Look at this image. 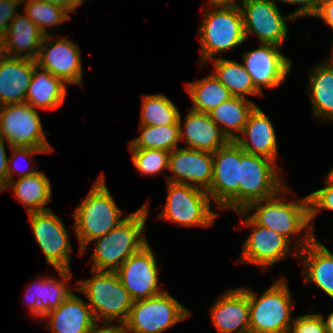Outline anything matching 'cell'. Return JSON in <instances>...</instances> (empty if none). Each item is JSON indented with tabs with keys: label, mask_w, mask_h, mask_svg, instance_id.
<instances>
[{
	"label": "cell",
	"mask_w": 333,
	"mask_h": 333,
	"mask_svg": "<svg viewBox=\"0 0 333 333\" xmlns=\"http://www.w3.org/2000/svg\"><path fill=\"white\" fill-rule=\"evenodd\" d=\"M276 162L245 152L241 148L239 211L250 203L275 196L285 186Z\"/></svg>",
	"instance_id": "cell-9"
},
{
	"label": "cell",
	"mask_w": 333,
	"mask_h": 333,
	"mask_svg": "<svg viewBox=\"0 0 333 333\" xmlns=\"http://www.w3.org/2000/svg\"><path fill=\"white\" fill-rule=\"evenodd\" d=\"M210 7H233L239 6L237 0H208Z\"/></svg>",
	"instance_id": "cell-46"
},
{
	"label": "cell",
	"mask_w": 333,
	"mask_h": 333,
	"mask_svg": "<svg viewBox=\"0 0 333 333\" xmlns=\"http://www.w3.org/2000/svg\"><path fill=\"white\" fill-rule=\"evenodd\" d=\"M326 62L328 64H330L331 66H333V43H332L331 55H330L329 59Z\"/></svg>",
	"instance_id": "cell-49"
},
{
	"label": "cell",
	"mask_w": 333,
	"mask_h": 333,
	"mask_svg": "<svg viewBox=\"0 0 333 333\" xmlns=\"http://www.w3.org/2000/svg\"><path fill=\"white\" fill-rule=\"evenodd\" d=\"M243 226L251 227V233L242 247L237 263L255 265L268 269L287 258L291 251V242L280 233L256 224L243 210L237 211ZM244 218V219H243Z\"/></svg>",
	"instance_id": "cell-13"
},
{
	"label": "cell",
	"mask_w": 333,
	"mask_h": 333,
	"mask_svg": "<svg viewBox=\"0 0 333 333\" xmlns=\"http://www.w3.org/2000/svg\"><path fill=\"white\" fill-rule=\"evenodd\" d=\"M9 56L36 60L45 34L25 14H17L6 32Z\"/></svg>",
	"instance_id": "cell-27"
},
{
	"label": "cell",
	"mask_w": 333,
	"mask_h": 333,
	"mask_svg": "<svg viewBox=\"0 0 333 333\" xmlns=\"http://www.w3.org/2000/svg\"><path fill=\"white\" fill-rule=\"evenodd\" d=\"M282 3L300 5V7L290 13L297 21L299 17L315 16L322 0H276Z\"/></svg>",
	"instance_id": "cell-41"
},
{
	"label": "cell",
	"mask_w": 333,
	"mask_h": 333,
	"mask_svg": "<svg viewBox=\"0 0 333 333\" xmlns=\"http://www.w3.org/2000/svg\"><path fill=\"white\" fill-rule=\"evenodd\" d=\"M6 141L0 137V187L2 189L8 184V158L5 149Z\"/></svg>",
	"instance_id": "cell-42"
},
{
	"label": "cell",
	"mask_w": 333,
	"mask_h": 333,
	"mask_svg": "<svg viewBox=\"0 0 333 333\" xmlns=\"http://www.w3.org/2000/svg\"><path fill=\"white\" fill-rule=\"evenodd\" d=\"M206 8H201L205 14L198 27L201 67L215 59L219 52L231 50L246 41L239 6Z\"/></svg>",
	"instance_id": "cell-5"
},
{
	"label": "cell",
	"mask_w": 333,
	"mask_h": 333,
	"mask_svg": "<svg viewBox=\"0 0 333 333\" xmlns=\"http://www.w3.org/2000/svg\"><path fill=\"white\" fill-rule=\"evenodd\" d=\"M67 95L66 83L38 65L35 67L26 94V103L34 109L55 110Z\"/></svg>",
	"instance_id": "cell-26"
},
{
	"label": "cell",
	"mask_w": 333,
	"mask_h": 333,
	"mask_svg": "<svg viewBox=\"0 0 333 333\" xmlns=\"http://www.w3.org/2000/svg\"><path fill=\"white\" fill-rule=\"evenodd\" d=\"M213 62L212 74L232 93L234 97L247 98L250 96H262L253 85L243 63L216 57L208 63Z\"/></svg>",
	"instance_id": "cell-31"
},
{
	"label": "cell",
	"mask_w": 333,
	"mask_h": 333,
	"mask_svg": "<svg viewBox=\"0 0 333 333\" xmlns=\"http://www.w3.org/2000/svg\"><path fill=\"white\" fill-rule=\"evenodd\" d=\"M326 333H333V312L329 314V316L324 319Z\"/></svg>",
	"instance_id": "cell-48"
},
{
	"label": "cell",
	"mask_w": 333,
	"mask_h": 333,
	"mask_svg": "<svg viewBox=\"0 0 333 333\" xmlns=\"http://www.w3.org/2000/svg\"><path fill=\"white\" fill-rule=\"evenodd\" d=\"M212 325L218 333H240L249 328L248 294L241 288L224 292L210 308Z\"/></svg>",
	"instance_id": "cell-19"
},
{
	"label": "cell",
	"mask_w": 333,
	"mask_h": 333,
	"mask_svg": "<svg viewBox=\"0 0 333 333\" xmlns=\"http://www.w3.org/2000/svg\"><path fill=\"white\" fill-rule=\"evenodd\" d=\"M43 318L51 333H90L97 325L88 303L73 292Z\"/></svg>",
	"instance_id": "cell-22"
},
{
	"label": "cell",
	"mask_w": 333,
	"mask_h": 333,
	"mask_svg": "<svg viewBox=\"0 0 333 333\" xmlns=\"http://www.w3.org/2000/svg\"><path fill=\"white\" fill-rule=\"evenodd\" d=\"M190 316L189 309L164 291L151 298L133 301L123 325L127 333H161Z\"/></svg>",
	"instance_id": "cell-8"
},
{
	"label": "cell",
	"mask_w": 333,
	"mask_h": 333,
	"mask_svg": "<svg viewBox=\"0 0 333 333\" xmlns=\"http://www.w3.org/2000/svg\"><path fill=\"white\" fill-rule=\"evenodd\" d=\"M9 57L7 49V35L5 32L0 31V60Z\"/></svg>",
	"instance_id": "cell-47"
},
{
	"label": "cell",
	"mask_w": 333,
	"mask_h": 333,
	"mask_svg": "<svg viewBox=\"0 0 333 333\" xmlns=\"http://www.w3.org/2000/svg\"><path fill=\"white\" fill-rule=\"evenodd\" d=\"M115 272L133 301L151 298L166 291L158 286V264L149 243L132 254Z\"/></svg>",
	"instance_id": "cell-15"
},
{
	"label": "cell",
	"mask_w": 333,
	"mask_h": 333,
	"mask_svg": "<svg viewBox=\"0 0 333 333\" xmlns=\"http://www.w3.org/2000/svg\"><path fill=\"white\" fill-rule=\"evenodd\" d=\"M32 233L46 262L56 270H70V254L73 248L68 231L61 217L52 210L29 212Z\"/></svg>",
	"instance_id": "cell-14"
},
{
	"label": "cell",
	"mask_w": 333,
	"mask_h": 333,
	"mask_svg": "<svg viewBox=\"0 0 333 333\" xmlns=\"http://www.w3.org/2000/svg\"><path fill=\"white\" fill-rule=\"evenodd\" d=\"M241 147L229 141L213 153V177L207 193L218 209L239 211Z\"/></svg>",
	"instance_id": "cell-11"
},
{
	"label": "cell",
	"mask_w": 333,
	"mask_h": 333,
	"mask_svg": "<svg viewBox=\"0 0 333 333\" xmlns=\"http://www.w3.org/2000/svg\"><path fill=\"white\" fill-rule=\"evenodd\" d=\"M240 333H255V332H254V331H252V330H247V331L240 332Z\"/></svg>",
	"instance_id": "cell-51"
},
{
	"label": "cell",
	"mask_w": 333,
	"mask_h": 333,
	"mask_svg": "<svg viewBox=\"0 0 333 333\" xmlns=\"http://www.w3.org/2000/svg\"><path fill=\"white\" fill-rule=\"evenodd\" d=\"M25 6V15L34 22L45 34H51L48 29L63 24L70 19L69 12L56 4L46 3L39 0H21V5ZM46 27L48 29H46Z\"/></svg>",
	"instance_id": "cell-35"
},
{
	"label": "cell",
	"mask_w": 333,
	"mask_h": 333,
	"mask_svg": "<svg viewBox=\"0 0 333 333\" xmlns=\"http://www.w3.org/2000/svg\"><path fill=\"white\" fill-rule=\"evenodd\" d=\"M36 60L9 56L0 60V106L26 102Z\"/></svg>",
	"instance_id": "cell-24"
},
{
	"label": "cell",
	"mask_w": 333,
	"mask_h": 333,
	"mask_svg": "<svg viewBox=\"0 0 333 333\" xmlns=\"http://www.w3.org/2000/svg\"><path fill=\"white\" fill-rule=\"evenodd\" d=\"M325 187L311 192L308 196L309 221L314 232L315 216L323 209L333 210V178L327 174L325 177Z\"/></svg>",
	"instance_id": "cell-38"
},
{
	"label": "cell",
	"mask_w": 333,
	"mask_h": 333,
	"mask_svg": "<svg viewBox=\"0 0 333 333\" xmlns=\"http://www.w3.org/2000/svg\"><path fill=\"white\" fill-rule=\"evenodd\" d=\"M0 137L8 148H53L46 138L40 114L26 102L0 106Z\"/></svg>",
	"instance_id": "cell-10"
},
{
	"label": "cell",
	"mask_w": 333,
	"mask_h": 333,
	"mask_svg": "<svg viewBox=\"0 0 333 333\" xmlns=\"http://www.w3.org/2000/svg\"><path fill=\"white\" fill-rule=\"evenodd\" d=\"M308 95L317 120L333 122V66L327 62L309 69Z\"/></svg>",
	"instance_id": "cell-28"
},
{
	"label": "cell",
	"mask_w": 333,
	"mask_h": 333,
	"mask_svg": "<svg viewBox=\"0 0 333 333\" xmlns=\"http://www.w3.org/2000/svg\"><path fill=\"white\" fill-rule=\"evenodd\" d=\"M329 253L330 255L333 257V254L326 248V246H324L322 243H320Z\"/></svg>",
	"instance_id": "cell-52"
},
{
	"label": "cell",
	"mask_w": 333,
	"mask_h": 333,
	"mask_svg": "<svg viewBox=\"0 0 333 333\" xmlns=\"http://www.w3.org/2000/svg\"><path fill=\"white\" fill-rule=\"evenodd\" d=\"M315 17L321 18L333 29V0H322Z\"/></svg>",
	"instance_id": "cell-43"
},
{
	"label": "cell",
	"mask_w": 333,
	"mask_h": 333,
	"mask_svg": "<svg viewBox=\"0 0 333 333\" xmlns=\"http://www.w3.org/2000/svg\"><path fill=\"white\" fill-rule=\"evenodd\" d=\"M104 176L102 172L87 196L71 214L75 220L73 227L79 241V255L85 253L90 242L106 235L124 220L123 211L116 206Z\"/></svg>",
	"instance_id": "cell-3"
},
{
	"label": "cell",
	"mask_w": 333,
	"mask_h": 333,
	"mask_svg": "<svg viewBox=\"0 0 333 333\" xmlns=\"http://www.w3.org/2000/svg\"><path fill=\"white\" fill-rule=\"evenodd\" d=\"M239 8L246 40L256 35L260 44L283 46L288 36L286 22L296 20L291 14L284 16L275 0H241Z\"/></svg>",
	"instance_id": "cell-12"
},
{
	"label": "cell",
	"mask_w": 333,
	"mask_h": 333,
	"mask_svg": "<svg viewBox=\"0 0 333 333\" xmlns=\"http://www.w3.org/2000/svg\"><path fill=\"white\" fill-rule=\"evenodd\" d=\"M280 50V46L261 43L257 49L242 54L245 70L261 94L262 87L274 89L280 86L291 71L292 60Z\"/></svg>",
	"instance_id": "cell-17"
},
{
	"label": "cell",
	"mask_w": 333,
	"mask_h": 333,
	"mask_svg": "<svg viewBox=\"0 0 333 333\" xmlns=\"http://www.w3.org/2000/svg\"><path fill=\"white\" fill-rule=\"evenodd\" d=\"M168 170L173 176L166 181L184 183L207 191L213 177V154L189 148H176L169 153Z\"/></svg>",
	"instance_id": "cell-18"
},
{
	"label": "cell",
	"mask_w": 333,
	"mask_h": 333,
	"mask_svg": "<svg viewBox=\"0 0 333 333\" xmlns=\"http://www.w3.org/2000/svg\"><path fill=\"white\" fill-rule=\"evenodd\" d=\"M140 125L166 126L178 121L179 110L164 94L142 95Z\"/></svg>",
	"instance_id": "cell-34"
},
{
	"label": "cell",
	"mask_w": 333,
	"mask_h": 333,
	"mask_svg": "<svg viewBox=\"0 0 333 333\" xmlns=\"http://www.w3.org/2000/svg\"><path fill=\"white\" fill-rule=\"evenodd\" d=\"M92 278L80 280L74 288L89 300L88 305L95 321L111 324L114 319L123 325L133 305L129 292L125 289L115 271L92 269Z\"/></svg>",
	"instance_id": "cell-4"
},
{
	"label": "cell",
	"mask_w": 333,
	"mask_h": 333,
	"mask_svg": "<svg viewBox=\"0 0 333 333\" xmlns=\"http://www.w3.org/2000/svg\"><path fill=\"white\" fill-rule=\"evenodd\" d=\"M328 174L333 178V168L328 172Z\"/></svg>",
	"instance_id": "cell-50"
},
{
	"label": "cell",
	"mask_w": 333,
	"mask_h": 333,
	"mask_svg": "<svg viewBox=\"0 0 333 333\" xmlns=\"http://www.w3.org/2000/svg\"><path fill=\"white\" fill-rule=\"evenodd\" d=\"M21 0H0V31L7 32L9 23L17 15Z\"/></svg>",
	"instance_id": "cell-40"
},
{
	"label": "cell",
	"mask_w": 333,
	"mask_h": 333,
	"mask_svg": "<svg viewBox=\"0 0 333 333\" xmlns=\"http://www.w3.org/2000/svg\"><path fill=\"white\" fill-rule=\"evenodd\" d=\"M303 265L304 284L314 283L333 299V257L314 237L298 252Z\"/></svg>",
	"instance_id": "cell-25"
},
{
	"label": "cell",
	"mask_w": 333,
	"mask_h": 333,
	"mask_svg": "<svg viewBox=\"0 0 333 333\" xmlns=\"http://www.w3.org/2000/svg\"><path fill=\"white\" fill-rule=\"evenodd\" d=\"M242 136L235 142L247 153L262 156L275 162L277 156V139L275 127L269 117L256 106L249 114Z\"/></svg>",
	"instance_id": "cell-23"
},
{
	"label": "cell",
	"mask_w": 333,
	"mask_h": 333,
	"mask_svg": "<svg viewBox=\"0 0 333 333\" xmlns=\"http://www.w3.org/2000/svg\"><path fill=\"white\" fill-rule=\"evenodd\" d=\"M167 183V197L159 219L178 223L180 227L214 224L218 214L212 211L207 191L184 183Z\"/></svg>",
	"instance_id": "cell-7"
},
{
	"label": "cell",
	"mask_w": 333,
	"mask_h": 333,
	"mask_svg": "<svg viewBox=\"0 0 333 333\" xmlns=\"http://www.w3.org/2000/svg\"><path fill=\"white\" fill-rule=\"evenodd\" d=\"M242 289L249 299L250 330L255 333H289L294 319L292 307L295 304L286 280H276L260 296L248 288Z\"/></svg>",
	"instance_id": "cell-6"
},
{
	"label": "cell",
	"mask_w": 333,
	"mask_h": 333,
	"mask_svg": "<svg viewBox=\"0 0 333 333\" xmlns=\"http://www.w3.org/2000/svg\"><path fill=\"white\" fill-rule=\"evenodd\" d=\"M257 105L248 98L232 97L208 113L230 141L243 131L249 114Z\"/></svg>",
	"instance_id": "cell-30"
},
{
	"label": "cell",
	"mask_w": 333,
	"mask_h": 333,
	"mask_svg": "<svg viewBox=\"0 0 333 333\" xmlns=\"http://www.w3.org/2000/svg\"><path fill=\"white\" fill-rule=\"evenodd\" d=\"M12 150V156L8 160V183L13 180V175L17 174V177L31 176L39 172L35 167H31L29 170L21 169L19 166V160L28 159L27 161H32L34 154L36 153H49L53 151V148H31V147H10ZM22 157V158H21ZM21 158V159H20ZM26 161V160H25ZM21 163V162H20ZM26 168V167H25ZM18 169V170H17ZM18 171V172H17Z\"/></svg>",
	"instance_id": "cell-37"
},
{
	"label": "cell",
	"mask_w": 333,
	"mask_h": 333,
	"mask_svg": "<svg viewBox=\"0 0 333 333\" xmlns=\"http://www.w3.org/2000/svg\"><path fill=\"white\" fill-rule=\"evenodd\" d=\"M14 181H10L3 192L10 187L15 198L25 206L27 213L50 210L48 207L44 208L52 200L51 182L44 172L39 171Z\"/></svg>",
	"instance_id": "cell-29"
},
{
	"label": "cell",
	"mask_w": 333,
	"mask_h": 333,
	"mask_svg": "<svg viewBox=\"0 0 333 333\" xmlns=\"http://www.w3.org/2000/svg\"><path fill=\"white\" fill-rule=\"evenodd\" d=\"M148 205L145 202L106 235L93 240L95 248L90 259L93 270L116 271L132 254L148 243L143 232L149 214Z\"/></svg>",
	"instance_id": "cell-2"
},
{
	"label": "cell",
	"mask_w": 333,
	"mask_h": 333,
	"mask_svg": "<svg viewBox=\"0 0 333 333\" xmlns=\"http://www.w3.org/2000/svg\"><path fill=\"white\" fill-rule=\"evenodd\" d=\"M46 3L56 4L65 8L68 12H76L78 6H80L84 0H39Z\"/></svg>",
	"instance_id": "cell-44"
},
{
	"label": "cell",
	"mask_w": 333,
	"mask_h": 333,
	"mask_svg": "<svg viewBox=\"0 0 333 333\" xmlns=\"http://www.w3.org/2000/svg\"><path fill=\"white\" fill-rule=\"evenodd\" d=\"M178 124L180 141L186 143L185 148L213 154L230 141L207 113L190 109L185 117L184 127L179 113Z\"/></svg>",
	"instance_id": "cell-20"
},
{
	"label": "cell",
	"mask_w": 333,
	"mask_h": 333,
	"mask_svg": "<svg viewBox=\"0 0 333 333\" xmlns=\"http://www.w3.org/2000/svg\"><path fill=\"white\" fill-rule=\"evenodd\" d=\"M290 192L291 189L285 186L275 196L252 202L243 211L256 224L280 233L290 242L293 238H297L295 241L297 243H294L296 250L293 251V257L295 256L297 260L298 252L315 237V234L309 221L308 196L300 200L287 201ZM253 208L255 211L250 215Z\"/></svg>",
	"instance_id": "cell-1"
},
{
	"label": "cell",
	"mask_w": 333,
	"mask_h": 333,
	"mask_svg": "<svg viewBox=\"0 0 333 333\" xmlns=\"http://www.w3.org/2000/svg\"><path fill=\"white\" fill-rule=\"evenodd\" d=\"M53 35L44 36L36 58L37 65L65 83L82 86L83 70L79 45L66 38L57 40Z\"/></svg>",
	"instance_id": "cell-16"
},
{
	"label": "cell",
	"mask_w": 333,
	"mask_h": 333,
	"mask_svg": "<svg viewBox=\"0 0 333 333\" xmlns=\"http://www.w3.org/2000/svg\"><path fill=\"white\" fill-rule=\"evenodd\" d=\"M179 129L178 121L166 126L140 125L141 134L129 142V149H160L171 152L179 148Z\"/></svg>",
	"instance_id": "cell-33"
},
{
	"label": "cell",
	"mask_w": 333,
	"mask_h": 333,
	"mask_svg": "<svg viewBox=\"0 0 333 333\" xmlns=\"http://www.w3.org/2000/svg\"><path fill=\"white\" fill-rule=\"evenodd\" d=\"M57 272L63 280L46 276L35 279L29 285L31 287L27 289L26 299L31 316L43 319L49 311L57 308L72 294L66 284L71 280V269H57Z\"/></svg>",
	"instance_id": "cell-21"
},
{
	"label": "cell",
	"mask_w": 333,
	"mask_h": 333,
	"mask_svg": "<svg viewBox=\"0 0 333 333\" xmlns=\"http://www.w3.org/2000/svg\"><path fill=\"white\" fill-rule=\"evenodd\" d=\"M289 333H326L322 314L309 313L293 319Z\"/></svg>",
	"instance_id": "cell-39"
},
{
	"label": "cell",
	"mask_w": 333,
	"mask_h": 333,
	"mask_svg": "<svg viewBox=\"0 0 333 333\" xmlns=\"http://www.w3.org/2000/svg\"><path fill=\"white\" fill-rule=\"evenodd\" d=\"M136 170L144 176H155L168 170L169 153L160 149H129Z\"/></svg>",
	"instance_id": "cell-36"
},
{
	"label": "cell",
	"mask_w": 333,
	"mask_h": 333,
	"mask_svg": "<svg viewBox=\"0 0 333 333\" xmlns=\"http://www.w3.org/2000/svg\"><path fill=\"white\" fill-rule=\"evenodd\" d=\"M90 333H127L124 325L103 324L99 327L98 324L91 330Z\"/></svg>",
	"instance_id": "cell-45"
},
{
	"label": "cell",
	"mask_w": 333,
	"mask_h": 333,
	"mask_svg": "<svg viewBox=\"0 0 333 333\" xmlns=\"http://www.w3.org/2000/svg\"><path fill=\"white\" fill-rule=\"evenodd\" d=\"M185 88L193 102L191 110L196 112L208 114L222 102L234 97L212 73L201 80L188 82Z\"/></svg>",
	"instance_id": "cell-32"
}]
</instances>
